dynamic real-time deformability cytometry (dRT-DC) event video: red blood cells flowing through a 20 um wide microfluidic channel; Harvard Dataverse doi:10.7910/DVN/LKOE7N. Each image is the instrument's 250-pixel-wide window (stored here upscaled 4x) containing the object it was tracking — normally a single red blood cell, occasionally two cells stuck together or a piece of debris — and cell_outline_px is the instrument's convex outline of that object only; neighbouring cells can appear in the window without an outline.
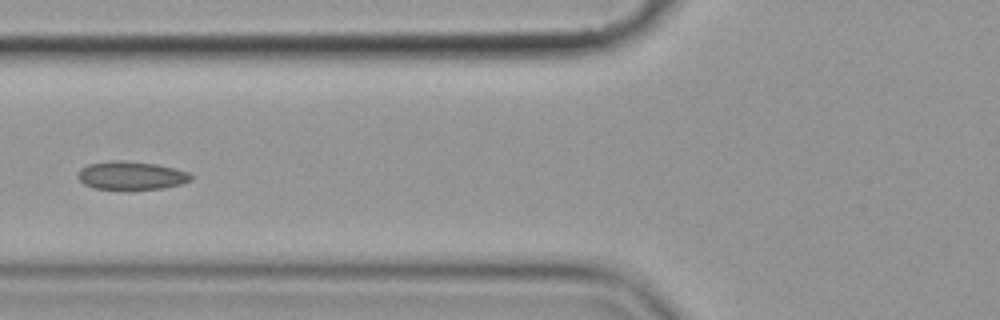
{"species": "common noctule bat (a hibernating species)", "species_latin": "Nyctalus noctula", "temperature_condition": "cold", "stored_images_in_passage": 7, "camera_frame_rate_fps": 3000, "um_per_image_px": 0.085, "animal": {"sex": "female", "body_mass_g": 19.9}, "frame": {"image": 1, "passage_image": 7, "time_ms": 7.667, "image_size_px": [1000, 320], "cell_outline_px": [[192, 180], [180, 184], [164, 188], [92, 188], [84, 184], [76, 176], [80, 168], [88, 164], [108, 160], [124, 160], [156, 164], [176, 168], [188, 172], [192, 176]], "centroid_in_image_um": [11.13, 14.89], "position_along_channel_um": 114.7, "area_um2": 18.55}}